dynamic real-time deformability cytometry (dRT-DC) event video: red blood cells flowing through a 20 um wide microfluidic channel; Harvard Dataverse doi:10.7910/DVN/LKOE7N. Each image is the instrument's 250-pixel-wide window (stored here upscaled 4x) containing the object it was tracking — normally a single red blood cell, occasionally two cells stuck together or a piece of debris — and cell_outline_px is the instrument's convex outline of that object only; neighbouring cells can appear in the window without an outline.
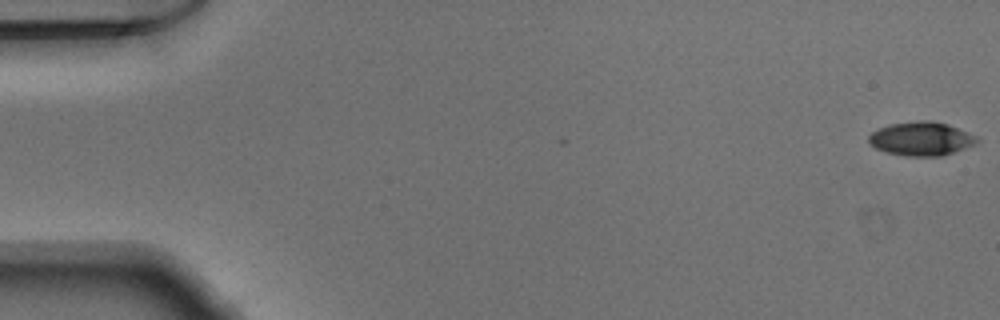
{"species": "Egyptian fruit bat (a non-hibernating species)", "species_latin": "Rousettus aegyptiacus", "temperature_condition": "warm", "stored_images_in_passage": 51, "camera_frame_rate_fps": 3000, "um_per_image_px": 0.085, "animal": {"sex": "male"}, "frame": {"image": 1, "passage_image": 1, "time_ms": 0.0, "image_size_px": [1000, 320], "cell_outline_px": [[980, 140], [976, 144], [940, 156], [908, 156], [888, 152], [876, 148], [868, 140], [868, 136], [872, 132], [888, 124], [916, 120], [932, 120], [948, 124], [976, 136]], "centroid_in_image_um": [78.31, 11.77], "position_along_channel_um": 6.7, "area_um2": 21.15}}
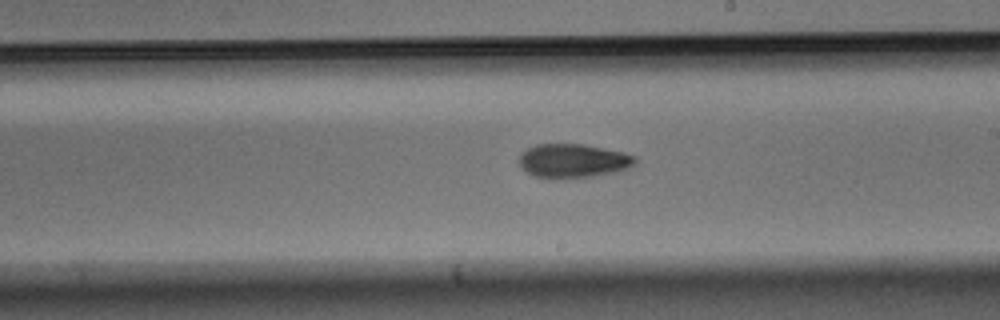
{"frame": {"image": 2, "passage_image": 30, "time_ms": 9.667, "image_size_px": [1000, 320], "cell_outline_px": [[636, 164], [628, 168], [612, 172], [592, 176], [536, 176], [528, 172], [520, 164], [520, 152], [536, 144], [584, 144], [624, 152], [636, 156]], "centroid_in_image_um": [48.76, 13.62], "position_along_channel_um": 240.2, "area_um2": 22.2}}
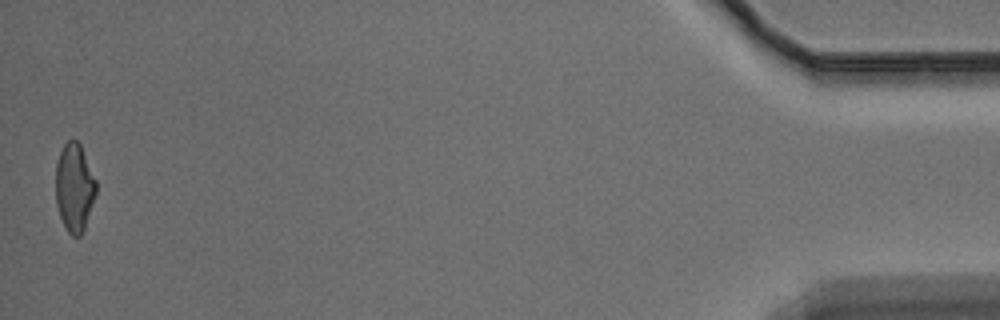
{"frame": {"image": 3, "passage_image": 51, "time_ms": 16.667, "image_size_px": [1000, 320], "cell_outline_px": [[96, 196], [84, 228], [80, 236], [72, 236], [68, 232], [60, 216], [56, 204], [56, 164], [60, 152], [64, 144], [68, 140], [76, 140], [80, 144], [96, 180]], "centroid_in_image_um": [6.33, 15.94], "position_along_channel_um": 428.9, "area_um2": 20.63}}